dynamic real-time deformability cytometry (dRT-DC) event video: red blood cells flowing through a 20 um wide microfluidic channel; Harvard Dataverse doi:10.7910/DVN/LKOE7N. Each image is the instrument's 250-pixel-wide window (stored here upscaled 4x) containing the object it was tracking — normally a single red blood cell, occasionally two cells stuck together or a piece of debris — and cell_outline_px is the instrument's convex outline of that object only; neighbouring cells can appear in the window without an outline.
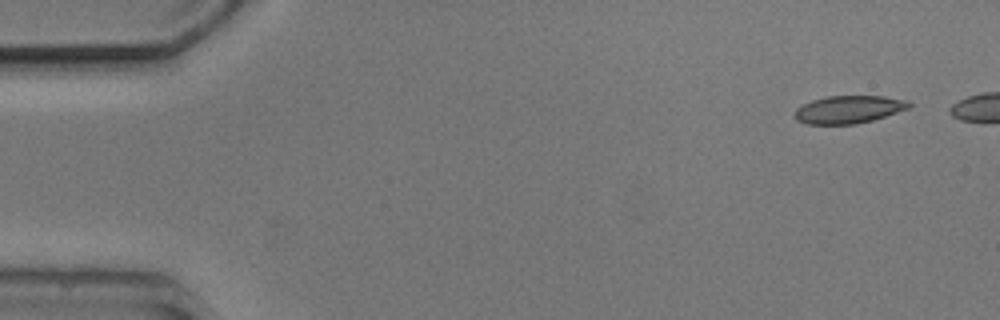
{"species": "common noctule bat (a hibernating species)", "species_latin": "Nyctalus noctula", "temperature_condition": "cold", "stored_images_in_passage": 6, "camera_frame_rate_fps": 3000, "um_per_image_px": 0.085, "animal": {"sex": "male", "body_mass_g": 20.5, "forearm_length_mm": 52.5}, "frame": {"image": 1, "passage_image": 1, "time_ms": 0.0, "image_size_px": [1000, 320], "cell_outline_px": [[912, 108], [872, 120], [856, 124], [808, 124], [796, 120], [796, 108], [812, 100], [828, 96], [884, 96], [908, 100], [912, 104]], "centroid_in_image_um": [72.2, 9.3], "position_along_channel_um": 12.8, "area_um2": 18.5}}